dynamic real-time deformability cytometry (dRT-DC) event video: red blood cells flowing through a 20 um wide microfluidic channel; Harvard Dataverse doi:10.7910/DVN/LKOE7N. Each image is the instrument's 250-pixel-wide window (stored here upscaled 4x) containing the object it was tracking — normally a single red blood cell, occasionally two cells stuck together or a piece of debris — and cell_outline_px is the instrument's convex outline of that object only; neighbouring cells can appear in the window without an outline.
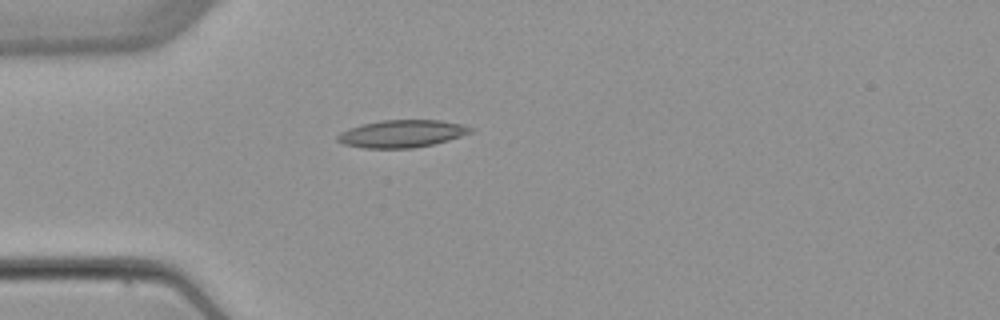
{"species": "common noctule bat (a hibernating species)", "species_latin": "Nyctalus noctula", "temperature_condition": "warm", "stored_images_in_passage": 3, "camera_frame_rate_fps": 3000, "um_per_image_px": 0.085, "animal": {"sex": "female", "body_mass_g": 22.7, "forearm_length_mm": 54.2}, "frame": {"image": 1, "passage_image": 3, "time_ms": 3.333, "image_size_px": [1000, 320], "cell_outline_px": [[476, 132], [448, 140], [432, 144], [412, 148], [364, 148], [344, 144], [336, 140], [336, 136], [340, 132], [348, 128], [380, 120], [440, 120], [464, 124], [476, 128]], "centroid_in_image_um": [34.22, 11.35], "position_along_channel_um": 50.8, "area_um2": 21.5}}